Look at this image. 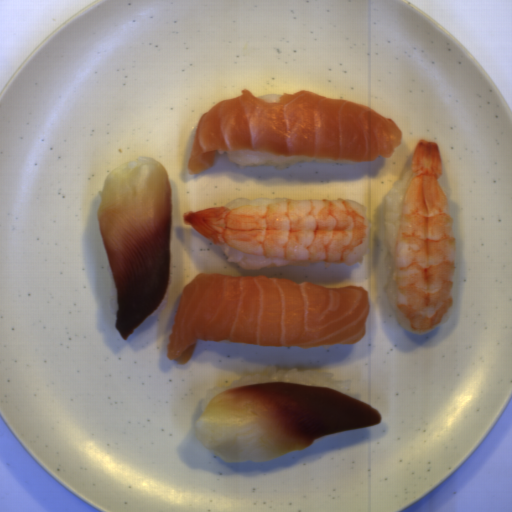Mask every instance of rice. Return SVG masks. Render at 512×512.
Here are the masks:
<instances>
[{"instance_id":"652b925c","label":"rice","mask_w":512,"mask_h":512,"mask_svg":"<svg viewBox=\"0 0 512 512\" xmlns=\"http://www.w3.org/2000/svg\"><path fill=\"white\" fill-rule=\"evenodd\" d=\"M260 382H291L312 386L331 387L349 396L361 401L362 395L351 388V380L334 379V373H328L318 370L300 371L298 368H280L272 366L262 372L250 371L241 376L237 381L228 385H219L208 389L202 403V412L212 400V398L223 391L237 388L240 386L260 383Z\"/></svg>"},{"instance_id":"023b6e5f","label":"rice","mask_w":512,"mask_h":512,"mask_svg":"<svg viewBox=\"0 0 512 512\" xmlns=\"http://www.w3.org/2000/svg\"><path fill=\"white\" fill-rule=\"evenodd\" d=\"M412 167L404 173L403 179L395 181L390 191L384 195L385 219L384 233L389 258L388 276L385 288L386 298L390 306L396 311L393 287V274L395 262L396 241Z\"/></svg>"},{"instance_id":"8eca5e8b","label":"rice","mask_w":512,"mask_h":512,"mask_svg":"<svg viewBox=\"0 0 512 512\" xmlns=\"http://www.w3.org/2000/svg\"><path fill=\"white\" fill-rule=\"evenodd\" d=\"M226 154L228 159L242 167L273 166L276 168H288L301 162H316L320 164H359L362 161H335L308 156H272L235 151H220Z\"/></svg>"},{"instance_id":"acb35da6","label":"rice","mask_w":512,"mask_h":512,"mask_svg":"<svg viewBox=\"0 0 512 512\" xmlns=\"http://www.w3.org/2000/svg\"><path fill=\"white\" fill-rule=\"evenodd\" d=\"M226 260L228 262H234L238 266L245 270H254L264 267H278V266H308L312 262L290 260V259H279L269 258L262 255L247 254L242 251L236 250L224 244H220Z\"/></svg>"},{"instance_id":"b023fe2a","label":"rice","mask_w":512,"mask_h":512,"mask_svg":"<svg viewBox=\"0 0 512 512\" xmlns=\"http://www.w3.org/2000/svg\"><path fill=\"white\" fill-rule=\"evenodd\" d=\"M281 200H289L288 198L277 197V198H268V197H260L255 199H245V198H236L225 204L224 207H227L230 211L241 206L245 205H255V204H263V203H271Z\"/></svg>"},{"instance_id":"e3fd555f","label":"rice","mask_w":512,"mask_h":512,"mask_svg":"<svg viewBox=\"0 0 512 512\" xmlns=\"http://www.w3.org/2000/svg\"><path fill=\"white\" fill-rule=\"evenodd\" d=\"M106 271L108 273L109 282H110L109 310H110L111 314H115L116 315V309H117V307L119 305V301H118L116 282H115V278H114V274H113V271H112V267H111V263H110L109 257H108V259L106 261Z\"/></svg>"},{"instance_id":"a3056103","label":"rice","mask_w":512,"mask_h":512,"mask_svg":"<svg viewBox=\"0 0 512 512\" xmlns=\"http://www.w3.org/2000/svg\"><path fill=\"white\" fill-rule=\"evenodd\" d=\"M169 291H170V286L168 284L167 291H166V294H165L163 300L161 301L160 305L157 307V309L153 312V314L150 317H156L165 310V308L168 304Z\"/></svg>"}]
</instances>
